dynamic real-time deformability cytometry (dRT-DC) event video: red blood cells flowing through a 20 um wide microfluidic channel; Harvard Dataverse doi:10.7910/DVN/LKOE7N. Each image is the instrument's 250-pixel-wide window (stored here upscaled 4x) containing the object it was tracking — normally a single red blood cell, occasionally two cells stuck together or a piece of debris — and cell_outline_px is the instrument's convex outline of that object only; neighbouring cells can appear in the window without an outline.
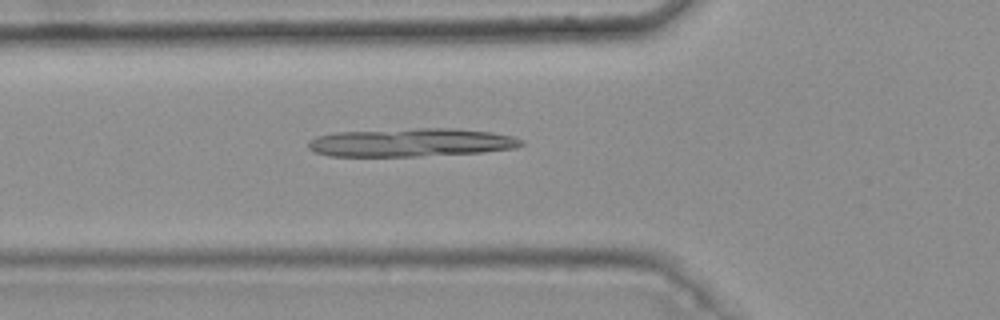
{"species": "common noctule bat (a hibernating species)", "species_latin": "Nyctalus noctula", "temperature_condition": "warm", "stored_images_in_passage": 48, "camera_frame_rate_fps": 3000, "um_per_image_px": 0.085, "animal": {"sex": "female", "body_mass_g": 25.1}, "frame": {"image": 1, "passage_image": 19, "time_ms": 6.0, "image_size_px": [1000, 320], "cell_outline_px": [[524, 144], [516, 148], [484, 152], [416, 156], [328, 156], [316, 152], [308, 148], [308, 140], [316, 136], [336, 132], [420, 128], [452, 128], [492, 132], [512, 136], [524, 140]], "centroid_in_image_um": [34.95, 12.11], "position_along_channel_um": 90.8, "area_um2": 35.26}}
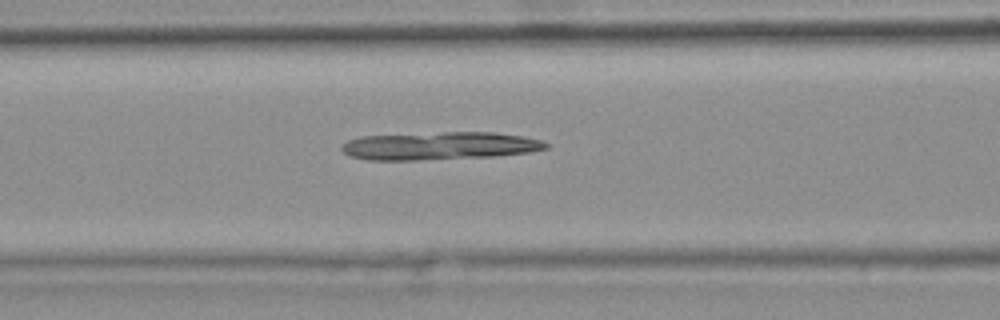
{"frame": {"image": 2, "passage_image": 22, "time_ms": 7.0, "image_size_px": [1000, 320], "cell_outline_px": [[548, 148], [528, 152], [492, 156], [416, 160], [368, 160], [348, 156], [340, 148], [348, 140], [360, 136], [444, 132], [496, 132], [520, 136], [540, 140], [548, 144]], "centroid_in_image_um": [37.31, 12.39], "position_along_channel_um": 129.3, "area_um2": 33.0}}
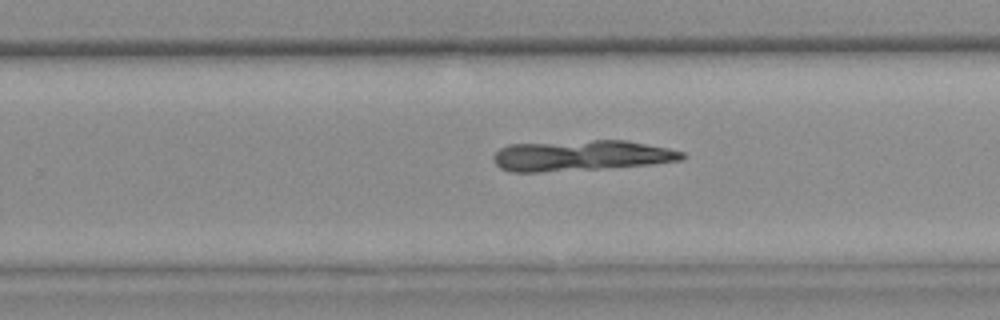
{"frame": {"image": 3, "passage_image": 34, "time_ms": 11.0, "image_size_px": [1000, 320], "cell_outline_px": [[688, 156], [684, 160], [652, 164], [540, 172], [508, 172], [500, 168], [492, 160], [492, 156], [500, 148], [508, 144], [592, 140], [624, 140], [668, 148], [684, 152]], "centroid_in_image_um": [49.38, 13.22], "position_along_channel_um": 280.4, "area_um2": 33.7}}